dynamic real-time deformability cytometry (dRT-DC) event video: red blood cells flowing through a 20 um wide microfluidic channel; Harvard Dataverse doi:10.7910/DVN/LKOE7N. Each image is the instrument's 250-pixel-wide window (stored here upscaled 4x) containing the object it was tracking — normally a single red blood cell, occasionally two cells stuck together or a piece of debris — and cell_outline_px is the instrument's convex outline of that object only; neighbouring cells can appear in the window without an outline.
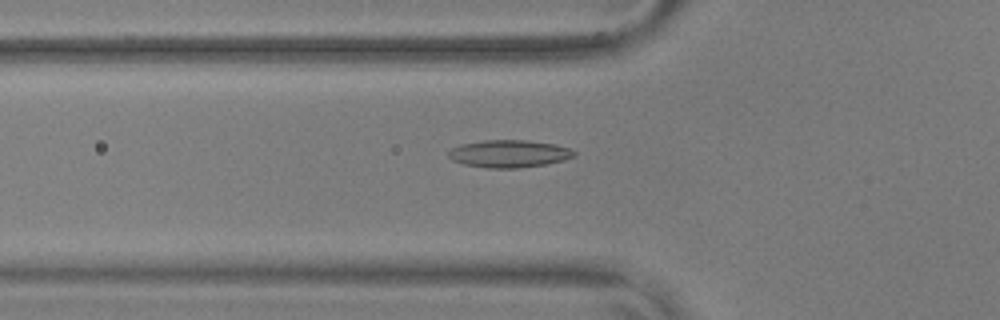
{"species": "common noctule bat (a hibernating species)", "species_latin": "Nyctalus noctula", "temperature_condition": "warm", "stored_images_in_passage": 46, "camera_frame_rate_fps": 3000, "um_per_image_px": 0.085, "animal": {"sex": "male", "body_mass_g": 17.9, "forearm_length_mm": 54.2}, "frame": {"image": 1, "passage_image": 10, "time_ms": 3.0, "image_size_px": [1000, 320], "cell_outline_px": [[576, 156], [564, 160], [544, 164], [520, 168], [488, 168], [464, 164], [452, 160], [448, 156], [448, 152], [452, 148], [460, 144], [484, 140], [524, 140], [556, 144], [568, 148], [576, 152]], "centroid_in_image_um": [43.27, 13.06], "position_along_channel_um": 82.5, "area_um2": 20.11}}
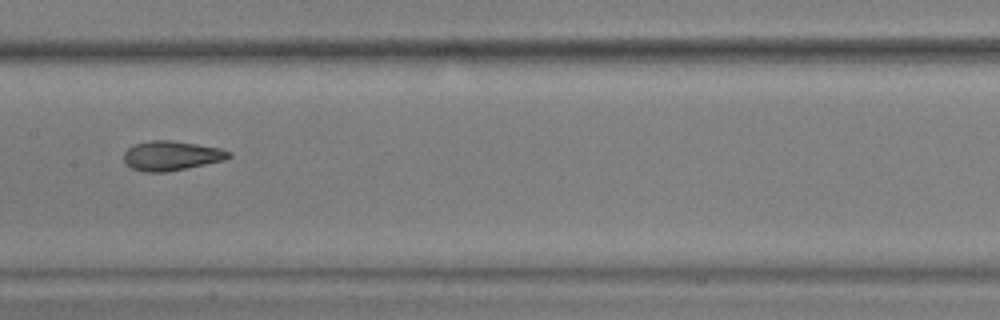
{"frame": {"image": 2, "passage_image": 19, "time_ms": 6.0, "image_size_px": [1000, 320], "cell_outline_px": [[232, 156], [224, 160], [164, 172], [144, 172], [132, 168], [124, 160], [124, 152], [132, 144], [152, 140], [172, 140], [220, 148], [232, 152]], "centroid_in_image_um": [14.56, 13.22], "position_along_channel_um": 192.8, "area_um2": 17.92}}
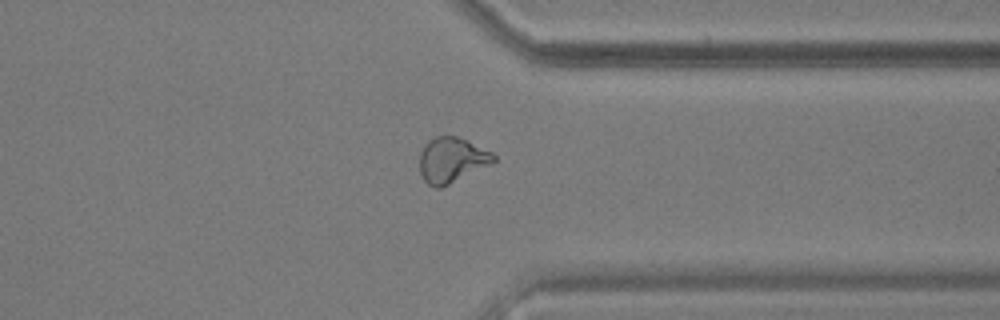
{"frame": {"image": 3, "passage_image": 34, "time_ms": 11.0, "image_size_px": [1000, 320], "cell_outline_px": [[496, 160], [440, 188], [436, 188], [428, 184], [424, 180], [420, 172], [420, 152], [428, 140], [436, 136], [456, 136], [468, 140], [492, 152], [496, 156]], "centroid_in_image_um": [38.37, 13.57], "position_along_channel_um": 373.0, "area_um2": 19.13}, "authors_computed_cell_mechanics": {"area_um2": 18.6694, "velocity_mm_per_s": 3.6351, "shape_relaxation_time_tau1_ms": 7.7237, "shape_relaxation_time_tau2_ms": 1.6694, "deformation_change_tau1": 0.1947, "deformation_change_tau2": 0.0747}}